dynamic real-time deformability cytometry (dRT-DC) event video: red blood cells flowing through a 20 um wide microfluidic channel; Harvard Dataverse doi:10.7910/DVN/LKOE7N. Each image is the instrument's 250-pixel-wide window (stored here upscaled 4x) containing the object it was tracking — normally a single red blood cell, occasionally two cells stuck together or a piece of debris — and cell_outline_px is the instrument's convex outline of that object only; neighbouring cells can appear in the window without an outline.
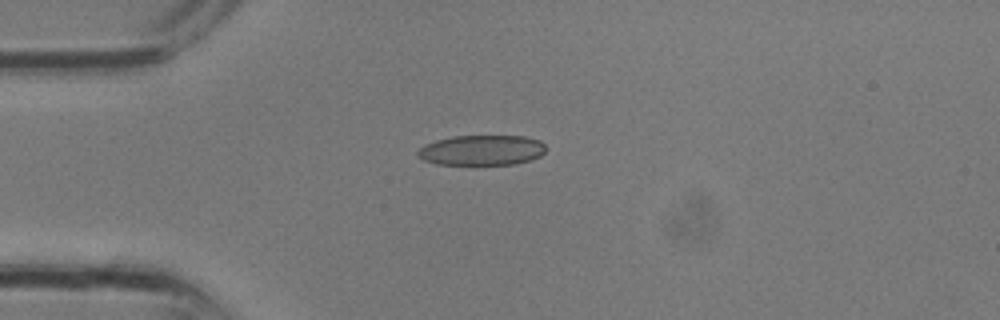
{"species": "common noctule bat (a hibernating species)", "species_latin": "Nyctalus noctula", "temperature_condition": "room temperature", "stored_images_in_passage": 8, "camera_frame_rate_fps": 3000, "um_per_image_px": 0.085, "animal": {"sex": "male", "body_mass_g": 13.3}, "frame": {"image": 1, "passage_image": 1, "time_ms": 0.0, "image_size_px": [1000, 320], "cell_outline_px": [[544, 152], [540, 156], [516, 164], [472, 168], [436, 164], [424, 160], [416, 156], [416, 152], [424, 144], [436, 140], [452, 136], [524, 136], [540, 140], [544, 144]], "centroid_in_image_um": [40.88, 12.82], "position_along_channel_um": 44.1, "area_um2": 23.7}}
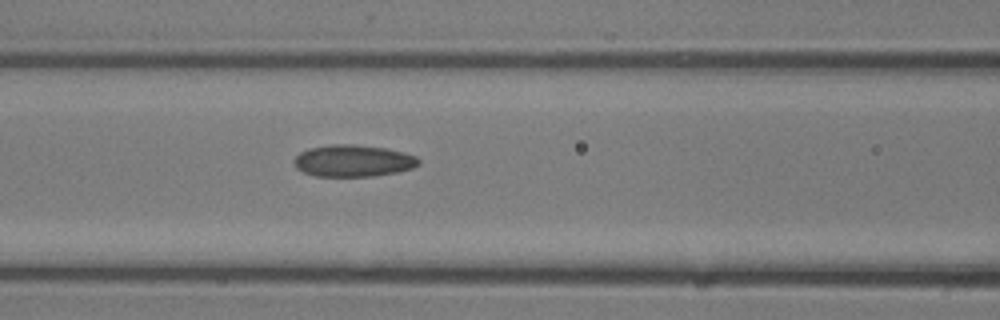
{"frame": {"image": 2, "passage_image": 6, "time_ms": 1.667, "image_size_px": [1000, 320], "cell_outline_px": [[420, 164], [412, 168], [396, 172], [372, 176], [316, 176], [304, 172], [296, 168], [292, 160], [300, 152], [308, 148], [332, 144], [352, 144], [388, 148], [404, 152], [416, 156], [420, 160]], "centroid_in_image_um": [30.01, 13.66], "position_along_channel_um": 136.6, "area_um2": 23.24}}
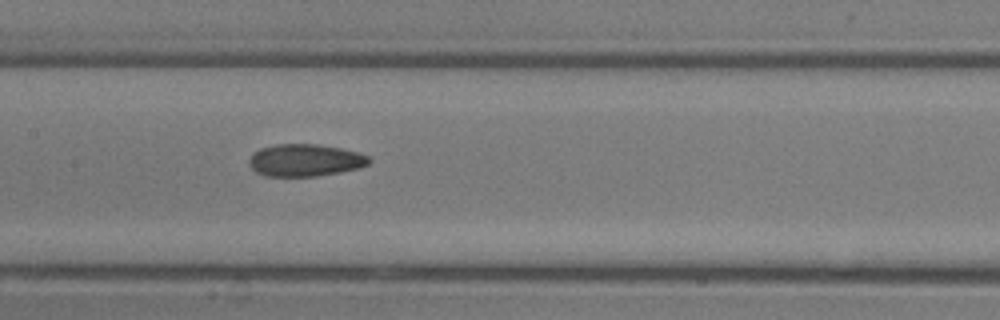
{"frame": {"image": 3, "passage_image": 8, "time_ms": 2.333, "image_size_px": [1000, 320], "cell_outline_px": [[372, 160], [368, 164], [360, 168], [340, 172], [316, 176], [264, 176], [256, 172], [248, 164], [248, 160], [252, 152], [260, 148], [276, 144], [316, 144], [340, 148], [356, 152], [368, 156]], "centroid_in_image_um": [25.9, 13.62], "position_along_channel_um": 181.5, "area_um2": 22.66}}